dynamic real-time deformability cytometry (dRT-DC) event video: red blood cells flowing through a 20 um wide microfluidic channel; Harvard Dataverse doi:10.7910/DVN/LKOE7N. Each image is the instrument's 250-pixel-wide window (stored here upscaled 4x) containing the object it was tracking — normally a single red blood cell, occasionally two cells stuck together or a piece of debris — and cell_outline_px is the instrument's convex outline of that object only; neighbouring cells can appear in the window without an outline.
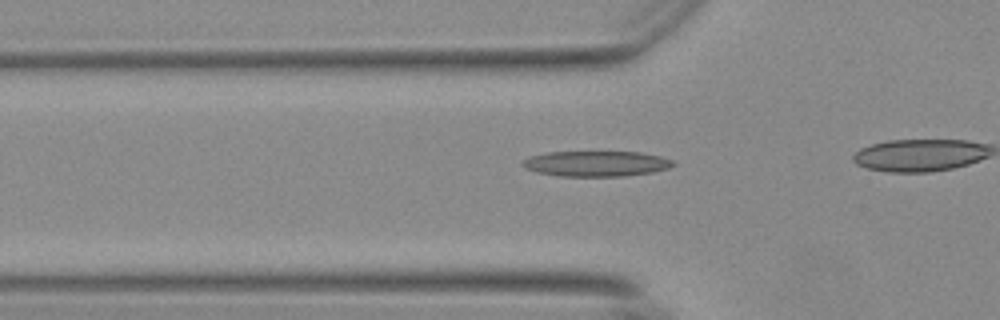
{"species": "Egyptian fruit bat (a non-hibernating species)", "species_latin": "Rousettus aegyptiacus", "temperature_condition": "warm", "stored_images_in_passage": 21, "camera_frame_rate_fps": 3000, "um_per_image_px": 0.085, "animal": {"sex": "female"}, "frame": {"image": 1, "passage_image": 15, "time_ms": 4.667, "image_size_px": [1000, 320], "cell_outline_px": [[676, 164], [668, 168], [652, 172], [620, 176], [560, 176], [536, 172], [524, 168], [520, 164], [528, 156], [548, 152], [640, 152], [660, 156], [672, 160]], "centroid_in_image_um": [50.64, 13.91], "position_along_channel_um": 75.2, "area_um2": 22.31}}